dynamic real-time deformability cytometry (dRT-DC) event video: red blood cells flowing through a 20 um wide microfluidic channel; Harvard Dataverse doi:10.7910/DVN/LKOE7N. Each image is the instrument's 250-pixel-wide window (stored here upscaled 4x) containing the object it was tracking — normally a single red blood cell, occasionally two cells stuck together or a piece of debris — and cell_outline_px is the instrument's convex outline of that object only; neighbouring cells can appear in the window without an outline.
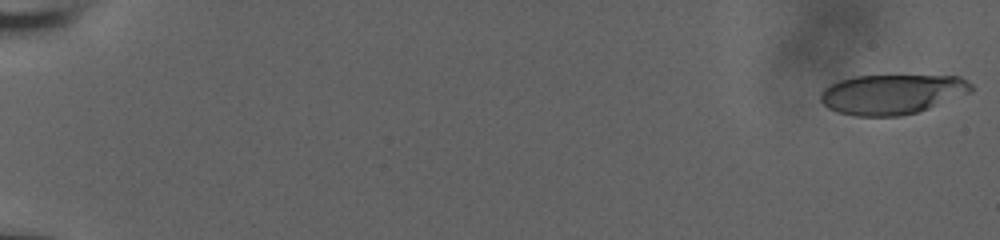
{"species": "human", "species_latin": "Homo sapiens", "temperature_condition": "room temperature", "stored_images_in_passage": 42, "camera_frame_rate_fps": 3000, "um_per_image_px": 0.085, "donor": {"sex": "male"}, "frame": {"image": 1, "passage_image": 1, "time_ms": 0.0, "image_size_px": [1000, 240], "cell_outline_px": [[972, 92], [928, 108], [916, 112], [900, 116], [856, 116], [836, 112], [828, 108], [820, 100], [820, 92], [824, 88], [840, 80], [856, 76], [960, 76], [972, 84]], "centroid_in_image_um": [75.81, 8.01], "position_along_channel_um": 9.2, "area_um2": 34.85}}
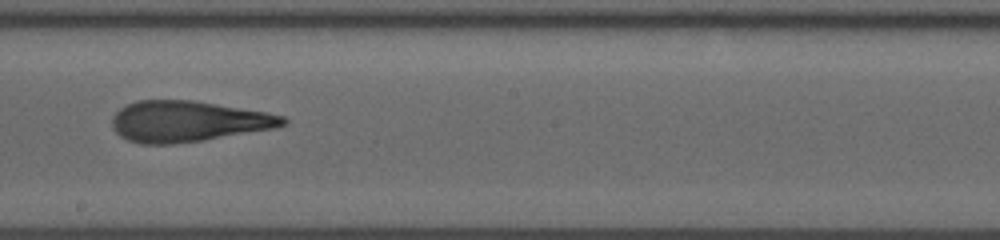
{"frame": {"image": 2, "passage_image": 24, "time_ms": 7.667, "image_size_px": [1000, 240], "cell_outline_px": [[288, 120], [284, 124], [276, 128], [204, 140], [172, 144], [140, 144], [128, 140], [120, 136], [112, 128], [112, 116], [120, 108], [136, 100], [192, 100], [268, 112], [284, 116]], "centroid_in_image_um": [15.96, 10.32], "position_along_channel_um": 232.2, "area_um2": 40.81}}
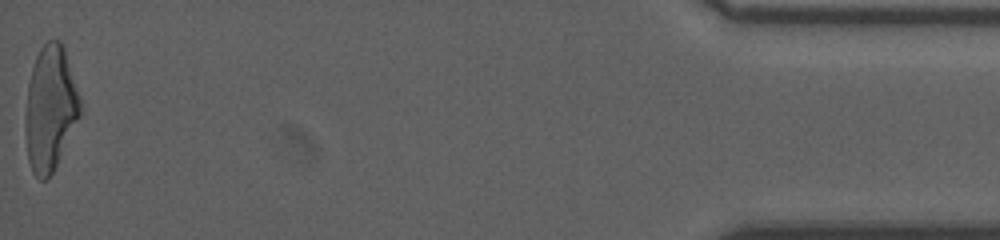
{"frame": {"image": 3, "passage_image": 42, "time_ms": 13.667, "image_size_px": [1000, 240], "cell_outline_px": [[80, 116], [52, 172], [44, 180], [40, 180], [32, 172], [28, 160], [24, 128], [24, 116], [28, 84], [32, 68], [36, 56], [40, 48], [48, 40], [60, 40], [64, 48], [80, 96]], "centroid_in_image_um": [4.24, 9.2], "position_along_channel_um": 431.0, "area_um2": 39.65}}